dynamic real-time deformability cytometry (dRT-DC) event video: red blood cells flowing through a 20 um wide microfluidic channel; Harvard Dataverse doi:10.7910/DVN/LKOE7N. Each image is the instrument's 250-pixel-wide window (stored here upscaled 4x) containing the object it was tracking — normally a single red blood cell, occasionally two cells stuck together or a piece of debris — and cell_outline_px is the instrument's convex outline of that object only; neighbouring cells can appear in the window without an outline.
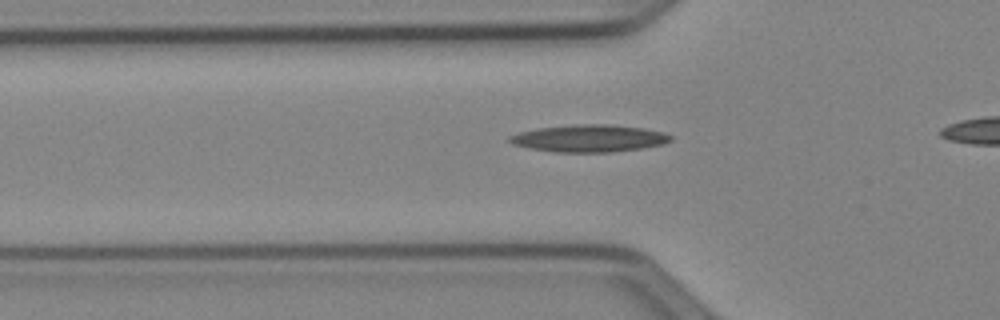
{"species": "Egyptian fruit bat (a non-hibernating species)", "species_latin": "Rousettus aegyptiacus", "temperature_condition": "cold", "stored_images_in_passage": 38, "camera_frame_rate_fps": 3000, "um_per_image_px": 0.085, "animal": {"sex": "female"}, "frame": {"image": 1, "passage_image": 13, "time_ms": 4.0, "image_size_px": [1000, 320], "cell_outline_px": [[672, 140], [664, 144], [640, 148], [612, 152], [556, 152], [528, 148], [512, 144], [508, 140], [508, 136], [520, 132], [536, 128], [572, 124], [608, 124], [644, 128], [664, 132], [672, 136]], "centroid_in_image_um": [50.06, 11.75], "position_along_channel_um": 75.7, "area_um2": 25.72}}
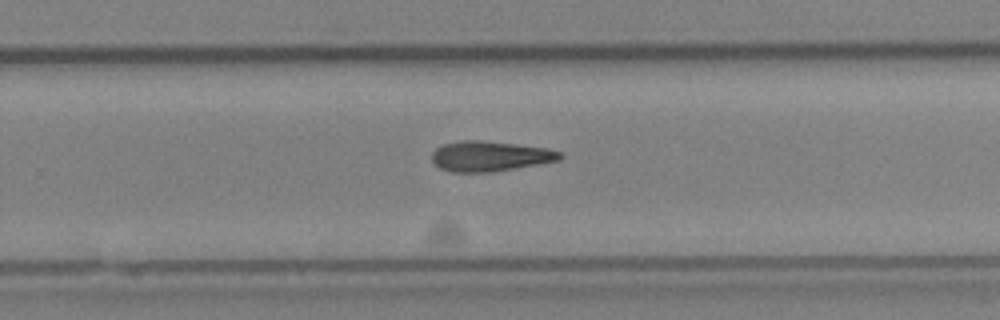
{"frame": {"image": 2, "passage_image": 29, "time_ms": 9.333, "image_size_px": [1000, 320], "cell_outline_px": [[564, 156], [560, 160], [540, 164], [488, 172], [452, 172], [440, 168], [432, 160], [432, 152], [436, 148], [444, 144], [460, 140], [484, 140], [548, 148], [560, 152]], "centroid_in_image_um": [41.66, 13.27], "position_along_channel_um": 288.1, "area_um2": 22.54}}
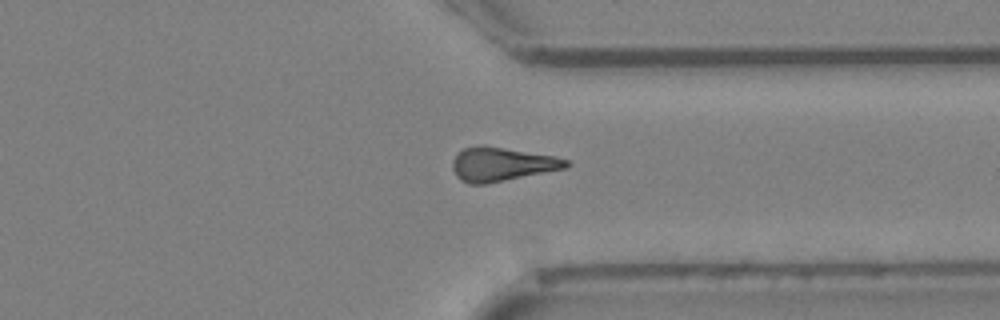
{"frame": {"image": 3, "passage_image": 35, "time_ms": 11.333, "image_size_px": [1000, 320], "cell_outline_px": [[572, 164], [568, 168], [488, 184], [468, 184], [460, 180], [456, 176], [452, 168], [452, 160], [464, 148], [480, 144], [484, 144], [556, 156], [568, 160]], "centroid_in_image_um": [42.68, 13.96], "position_along_channel_um": 368.7, "area_um2": 22.95}}